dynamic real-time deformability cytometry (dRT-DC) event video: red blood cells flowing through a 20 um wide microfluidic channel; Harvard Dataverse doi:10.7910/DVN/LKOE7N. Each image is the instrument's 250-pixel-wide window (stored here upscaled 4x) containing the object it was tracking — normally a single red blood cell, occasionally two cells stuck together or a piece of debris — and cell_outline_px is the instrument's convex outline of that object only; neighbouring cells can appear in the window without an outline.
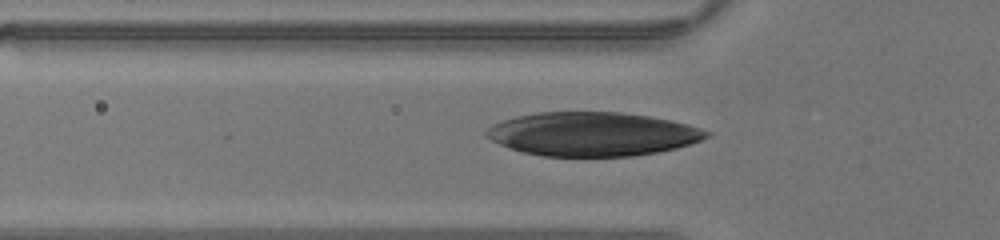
{"species": "human", "species_latin": "Homo sapiens", "temperature_condition": "warm", "stored_images_in_passage": 28, "camera_frame_rate_fps": 3000, "um_per_image_px": 0.085, "donor": {"sex": "male"}, "frame": {"image": 1, "passage_image": 4, "time_ms": 1.0, "image_size_px": [1000, 240], "cell_outline_px": [[712, 132], [708, 136], [700, 140], [676, 148], [656, 152], [632, 156], [544, 156], [524, 152], [500, 144], [484, 136], [484, 132], [492, 124], [516, 116], [540, 112], [620, 112], [648, 116], [672, 120], [688, 124]], "centroid_in_image_um": [50.35, 11.39], "position_along_channel_um": 75.4, "area_um2": 55.95}}
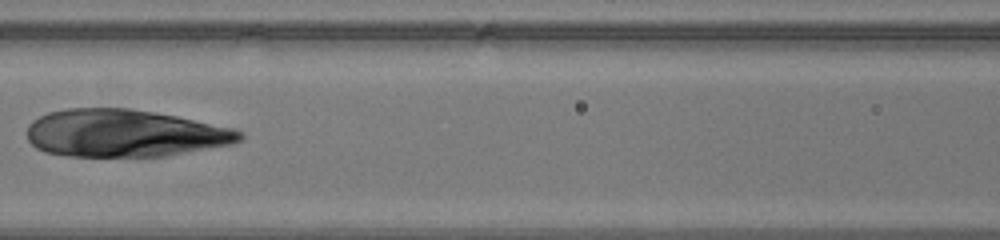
{"frame": {"image": 2, "passage_image": 9, "time_ms": 2.667, "image_size_px": [1000, 240], "cell_outline_px": [[244, 136], [240, 140], [232, 144], [164, 156], [68, 156], [44, 152], [36, 148], [28, 140], [24, 132], [28, 124], [32, 120], [48, 112], [68, 108], [128, 108], [176, 116], [232, 128], [244, 132]], "centroid_in_image_um": [10.52, 11.32], "position_along_channel_um": 156.1, "area_um2": 58.9}}
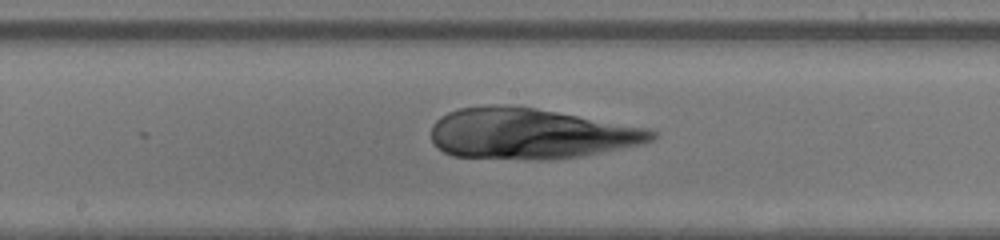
{"frame": {"image": 3, "passage_image": 12, "time_ms": 3.667, "image_size_px": [1000, 240], "cell_outline_px": [[656, 136], [652, 140], [644, 144], [580, 156], [544, 160], [540, 160], [452, 156], [444, 152], [432, 140], [432, 124], [440, 116], [448, 112], [460, 108], [488, 104], [504, 104], [536, 108], [648, 128], [656, 132]], "centroid_in_image_um": [45.06, 11.35], "position_along_channel_um": 203.1, "area_um2": 65.26}}